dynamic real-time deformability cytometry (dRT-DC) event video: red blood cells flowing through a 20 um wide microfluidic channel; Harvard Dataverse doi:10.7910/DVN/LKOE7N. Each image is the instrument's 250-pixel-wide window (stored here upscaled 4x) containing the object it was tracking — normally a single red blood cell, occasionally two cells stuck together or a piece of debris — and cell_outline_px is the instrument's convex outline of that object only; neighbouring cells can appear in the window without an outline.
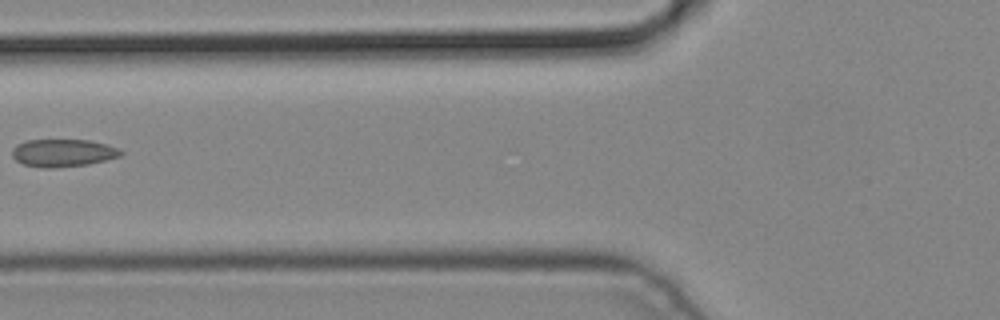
{"species": "common noctule bat (a hibernating species)", "species_latin": "Nyctalus noctula", "temperature_condition": "cold", "stored_images_in_passage": 3, "camera_frame_rate_fps": 3000, "um_per_image_px": 0.085, "animal": {"sex": "male", "body_mass_g": 19.2, "forearm_length_mm": 51.8}, "frame": {"image": 1, "passage_image": 3, "time_ms": 0.667, "image_size_px": [1000, 320], "cell_outline_px": [[124, 152], [120, 156], [88, 164], [52, 168], [44, 168], [24, 164], [16, 160], [12, 156], [12, 148], [16, 144], [24, 140], [88, 140], [108, 144]], "centroid_in_image_um": [5.32, 12.99], "position_along_channel_um": 120.5, "area_um2": 17.46}}